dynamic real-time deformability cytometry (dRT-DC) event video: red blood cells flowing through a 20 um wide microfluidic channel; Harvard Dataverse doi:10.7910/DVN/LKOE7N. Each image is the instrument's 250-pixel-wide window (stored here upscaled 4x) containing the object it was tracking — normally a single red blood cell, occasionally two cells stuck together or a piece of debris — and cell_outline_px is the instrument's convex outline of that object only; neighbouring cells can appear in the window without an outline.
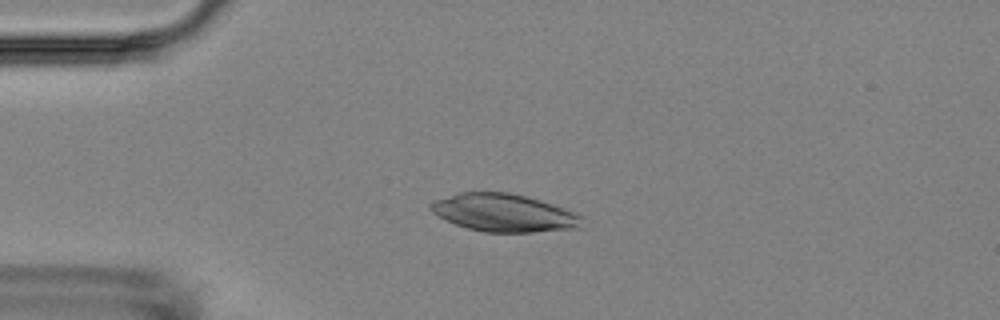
{"species": "Egyptian fruit bat (a non-hibernating species)", "species_latin": "Rousettus aegyptiacus", "temperature_condition": "room temperature", "stored_images_in_passage": 8, "camera_frame_rate_fps": 3000, "um_per_image_px": 0.085, "animal": {"sex": "female"}, "frame": {"image": 1, "passage_image": 4, "time_ms": 3.333, "image_size_px": [1000, 320], "cell_outline_px": [[584, 228], [532, 232], [484, 232], [468, 228], [456, 224], [436, 216], [428, 208], [428, 204], [436, 200], [460, 192], [508, 192], [540, 200], [552, 204], [572, 212], [580, 216]], "centroid_in_image_um": [42.8, 18.1], "position_along_channel_um": 42.2, "area_um2": 33.18}}
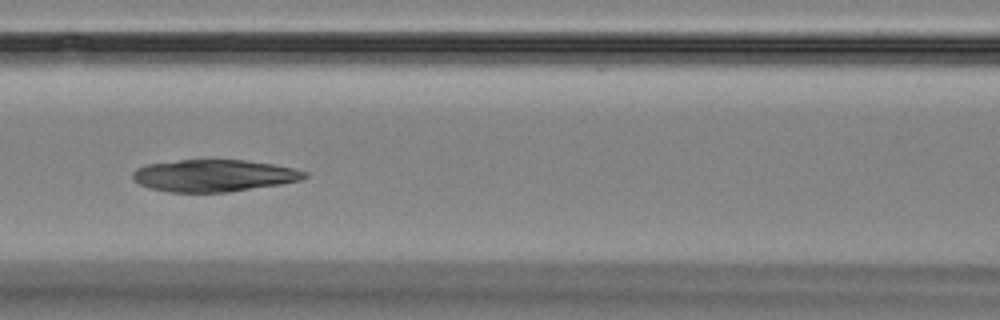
{"frame": {"image": 2, "passage_image": 7, "time_ms": 7.0, "image_size_px": [1000, 320], "cell_outline_px": [[308, 176], [300, 180], [280, 184], [228, 192], [168, 192], [148, 188], [132, 180], [132, 172], [136, 168], [144, 164], [180, 160], [244, 160], [272, 164], [292, 168], [308, 172]], "centroid_in_image_um": [18.12, 14.93], "position_along_channel_um": 148.5, "area_um2": 32.14}}
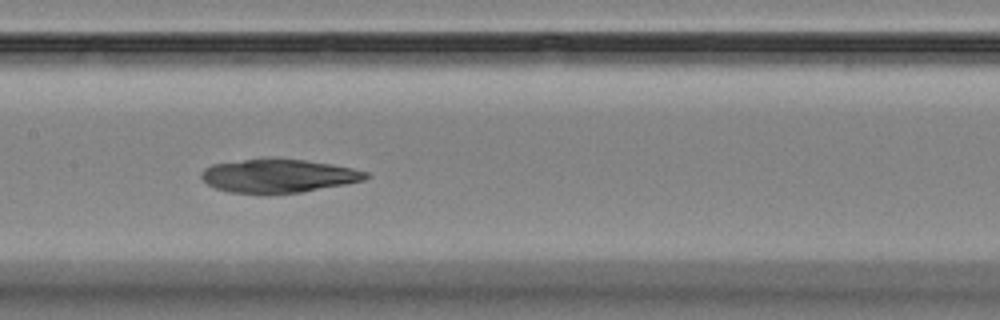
{"frame": {"image": 3, "passage_image": 8, "time_ms": 8.0, "image_size_px": [1000, 320], "cell_outline_px": [[368, 176], [364, 180], [344, 184], [300, 192], [268, 196], [228, 192], [216, 188], [208, 184], [200, 176], [200, 172], [204, 168], [212, 164], [244, 160], [304, 160], [332, 164], [352, 168], [368, 172]], "centroid_in_image_um": [23.62, 14.99], "position_along_channel_um": 183.8, "area_um2": 32.02}}